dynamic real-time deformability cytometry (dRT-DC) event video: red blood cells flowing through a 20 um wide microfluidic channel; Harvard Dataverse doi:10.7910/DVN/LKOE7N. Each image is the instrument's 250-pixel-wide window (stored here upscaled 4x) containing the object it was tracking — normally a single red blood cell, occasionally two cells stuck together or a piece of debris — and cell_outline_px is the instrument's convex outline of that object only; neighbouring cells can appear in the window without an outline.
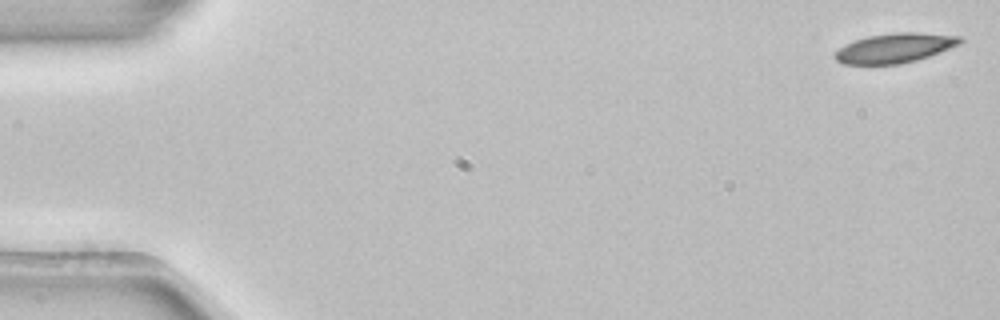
{"species": "common noctule bat (a hibernating species)", "species_latin": "Nyctalus noctula", "temperature_condition": "room temperature", "stored_images_in_passage": 7, "camera_frame_rate_fps": 3000, "um_per_image_px": 0.085, "animal": {"sex": "female", "body_mass_g": 22.7, "forearm_length_mm": 54.2}, "frame": {"image": 1, "passage_image": 1, "time_ms": 0.0, "image_size_px": [1000, 320], "cell_outline_px": [[964, 40], [960, 44], [940, 52], [916, 60], [900, 64], [844, 64], [836, 60], [832, 56], [840, 48], [856, 40], [868, 36], [896, 32], [916, 32], [960, 36]], "centroid_in_image_um": [76.08, 4.08], "position_along_channel_um": 8.9, "area_um2": 21.39}}
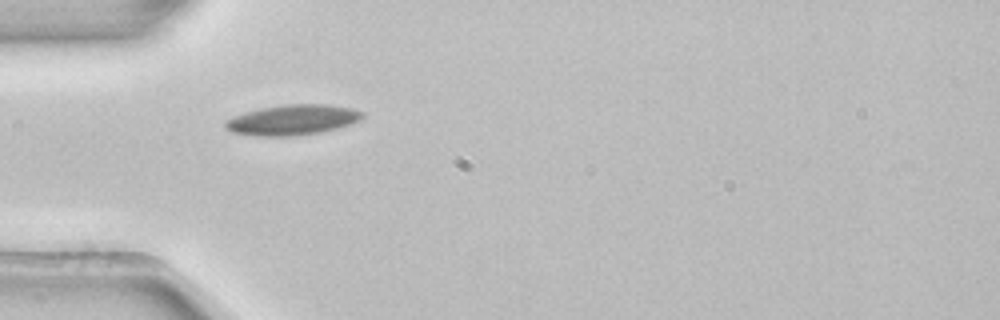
{"frame": {"image": 2, "passage_image": 5, "time_ms": 1.333, "image_size_px": [1000, 320], "cell_outline_px": [[364, 116], [360, 120], [352, 124], [320, 132], [296, 136], [252, 136], [232, 132], [224, 128], [224, 120], [232, 116], [260, 108], [284, 104], [324, 104], [352, 108], [364, 112]], "centroid_in_image_um": [24.83, 10.19], "position_along_channel_um": 60.2, "area_um2": 24.51}}